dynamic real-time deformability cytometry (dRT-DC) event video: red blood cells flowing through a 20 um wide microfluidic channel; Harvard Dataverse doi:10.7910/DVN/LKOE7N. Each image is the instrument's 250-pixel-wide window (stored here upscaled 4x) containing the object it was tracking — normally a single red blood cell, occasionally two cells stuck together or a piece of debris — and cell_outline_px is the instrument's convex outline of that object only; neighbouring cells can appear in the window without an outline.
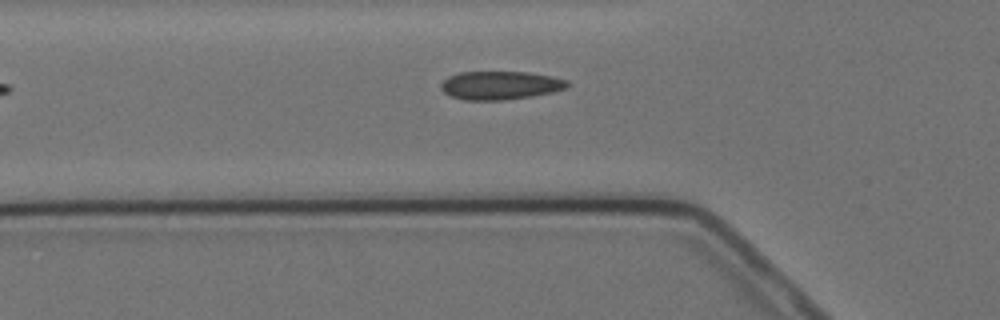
{"species": "Egyptian fruit bat (a non-hibernating species)", "species_latin": "Rousettus aegyptiacus", "temperature_condition": "cold", "stored_images_in_passage": 5, "camera_frame_rate_fps": 3000, "um_per_image_px": 0.085, "animal": {"sex": "female"}, "frame": {"image": 1, "passage_image": 5, "time_ms": 4.667, "image_size_px": [1000, 320], "cell_outline_px": [[568, 88], [552, 92], [532, 96], [504, 100], [464, 100], [452, 96], [444, 92], [440, 88], [440, 84], [448, 76], [460, 72], [528, 72], [552, 76], [568, 80]], "centroid_in_image_um": [42.53, 7.25], "position_along_channel_um": 83.3, "area_um2": 20.98}}